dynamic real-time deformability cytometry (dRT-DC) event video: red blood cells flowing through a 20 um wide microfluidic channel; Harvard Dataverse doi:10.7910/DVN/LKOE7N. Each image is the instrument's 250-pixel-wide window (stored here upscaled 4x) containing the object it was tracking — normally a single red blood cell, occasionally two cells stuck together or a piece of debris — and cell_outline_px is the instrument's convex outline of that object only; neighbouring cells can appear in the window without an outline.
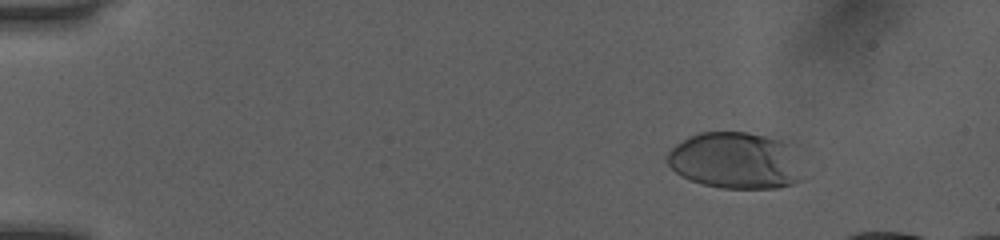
{"species": "human", "species_latin": "Homo sapiens", "temperature_condition": "room temperature", "stored_images_in_passage": 48, "camera_frame_rate_fps": 3000, "um_per_image_px": 0.085, "donor": {"sex": "female"}, "frame": {"image": 1, "passage_image": 7, "time_ms": 2.0, "image_size_px": [1000, 240], "cell_outline_px": [[800, 180], [792, 184], [776, 188], [720, 188], [704, 184], [692, 180], [676, 172], [664, 160], [668, 152], [676, 144], [688, 136], [700, 132], [748, 132], [780, 140], [788, 144]], "centroid_in_image_um": [62.4, 13.64], "position_along_channel_um": 22.6, "area_um2": 43.81}}
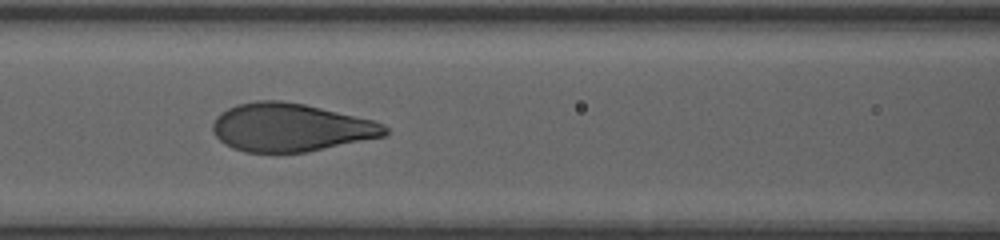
{"frame": {"image": 2, "passage_image": 24, "time_ms": 7.667, "image_size_px": [1000, 240], "cell_outline_px": [[388, 132], [384, 136], [308, 152], [244, 152], [232, 148], [224, 144], [212, 132], [212, 124], [216, 116], [220, 112], [236, 104], [256, 100], [280, 100], [304, 104], [372, 120], [384, 124], [388, 128]], "centroid_in_image_um": [24.66, 10.83], "position_along_channel_um": 141.9, "area_um2": 48.38}}
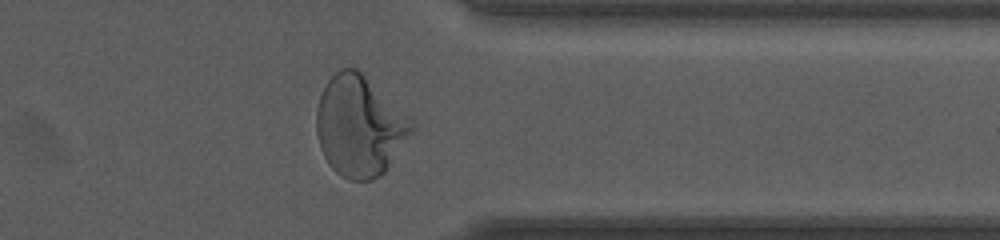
{"frame": {"image": 3, "passage_image": 42, "time_ms": 13.667, "image_size_px": [1000, 240], "cell_outline_px": [[416, 128], [384, 172], [372, 180], [348, 180], [340, 176], [328, 164], [320, 148], [316, 132], [316, 108], [320, 96], [328, 80], [340, 68], [356, 68], [412, 120]], "centroid_in_image_um": [30.54, 10.75], "position_along_channel_um": 380.9, "area_um2": 55.31}}